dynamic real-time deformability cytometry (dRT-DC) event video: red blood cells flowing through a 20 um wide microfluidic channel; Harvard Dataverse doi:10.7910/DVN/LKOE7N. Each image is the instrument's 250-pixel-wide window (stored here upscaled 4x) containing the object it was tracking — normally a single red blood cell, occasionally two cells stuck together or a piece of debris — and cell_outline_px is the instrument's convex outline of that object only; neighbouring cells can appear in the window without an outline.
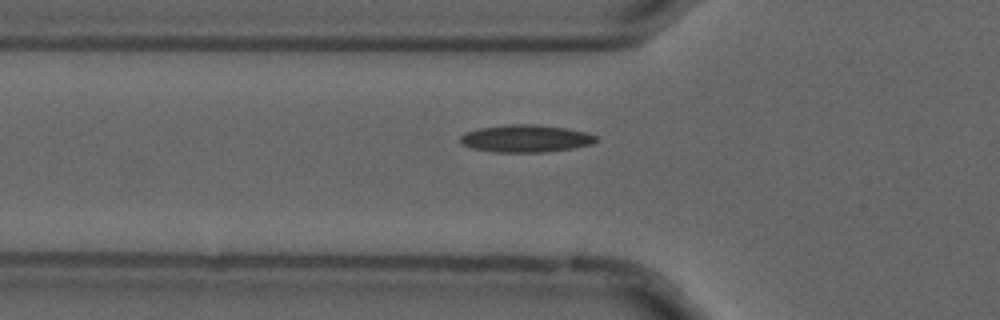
{"species": "common noctule bat (a hibernating species)", "species_latin": "Nyctalus noctula", "temperature_condition": "cold", "stored_images_in_passage": 49, "camera_frame_rate_fps": 3000, "um_per_image_px": 0.085, "animal": {"sex": "male", "forearm_length_mm": 52.5}, "frame": {"image": 1, "passage_image": 19, "time_ms": 6.0, "image_size_px": [1000, 320], "cell_outline_px": [[600, 140], [592, 144], [572, 148], [544, 152], [492, 152], [472, 148], [460, 144], [460, 136], [464, 132], [480, 128], [508, 124], [536, 124], [564, 128], [588, 132], [596, 136]], "centroid_in_image_um": [44.68, 11.77], "position_along_channel_um": 81.1, "area_um2": 21.85}}
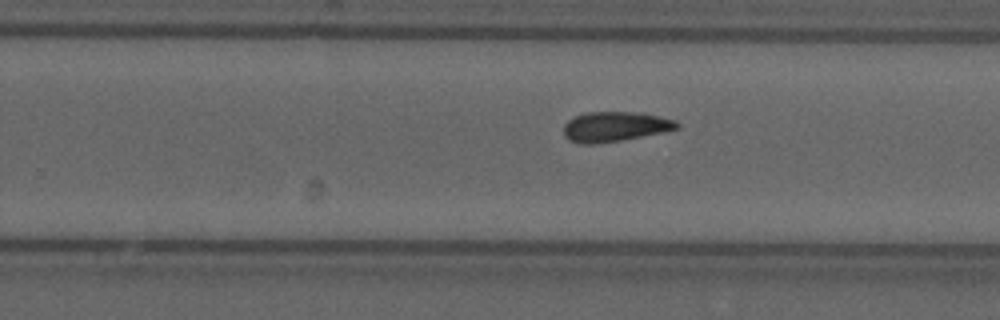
{"frame": {"image": 2, "passage_image": 35, "time_ms": 11.333, "image_size_px": [1000, 320], "cell_outline_px": [[680, 128], [664, 132], [620, 140], [596, 144], [580, 144], [568, 140], [564, 136], [564, 124], [568, 120], [576, 116], [588, 112], [632, 112], [656, 116], [676, 120], [680, 124]], "centroid_in_image_um": [52.25, 10.77], "position_along_channel_um": 277.5, "area_um2": 19.65}}
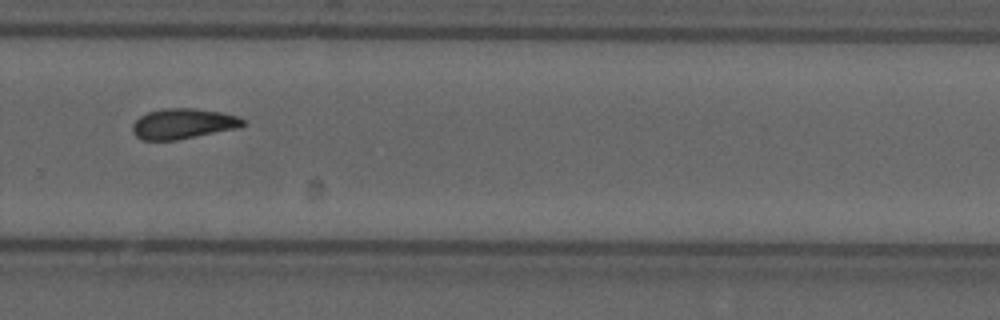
{"frame": {"image": 3, "passage_image": 38, "time_ms": 12.333, "image_size_px": [1000, 320], "cell_outline_px": [[248, 124], [240, 128], [176, 140], [140, 140], [132, 132], [132, 124], [140, 116], [148, 112], [164, 108], [192, 108], [220, 112], [236, 116], [244, 120]], "centroid_in_image_um": [15.56, 10.52], "position_along_channel_um": 314.2, "area_um2": 19.65}, "authors_computed_cell_mechanics": {"area_um2": 19.652, "velocity_mm_per_s": 3.6836, "shape_relaxation_time_tau1_ms": null, "shape_relaxation_time_tau2_ms": 3.9137, "deformation_change_tau1": null, "deformation_change_tau2": 0.1034}}